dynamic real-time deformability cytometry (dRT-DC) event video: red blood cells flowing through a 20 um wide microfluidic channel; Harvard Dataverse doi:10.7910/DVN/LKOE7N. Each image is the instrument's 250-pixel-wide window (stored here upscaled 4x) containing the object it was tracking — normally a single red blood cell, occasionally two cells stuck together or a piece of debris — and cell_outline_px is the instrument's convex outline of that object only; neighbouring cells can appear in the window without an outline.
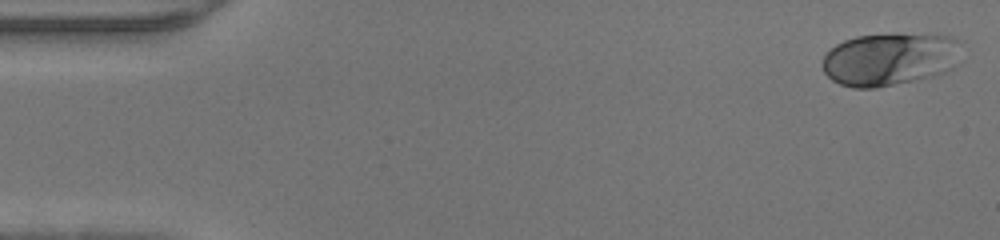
{"species": "human", "species_latin": "Homo sapiens", "temperature_condition": "warm", "stored_images_in_passage": 47, "camera_frame_rate_fps": 3000, "um_per_image_px": 0.085, "donor": {"sex": "male"}, "frame": {"image": 1, "passage_image": 1, "time_ms": 0.0, "image_size_px": [1000, 240], "cell_outline_px": [[956, 64], [952, 68], [944, 72], [932, 76], [876, 88], [852, 88], [840, 84], [832, 80], [824, 72], [820, 64], [824, 56], [836, 44], [844, 40], [856, 36], [896, 32], [952, 36], [956, 40]], "centroid_in_image_um": [75.55, 5.01], "position_along_channel_um": 9.5, "area_um2": 42.89}}
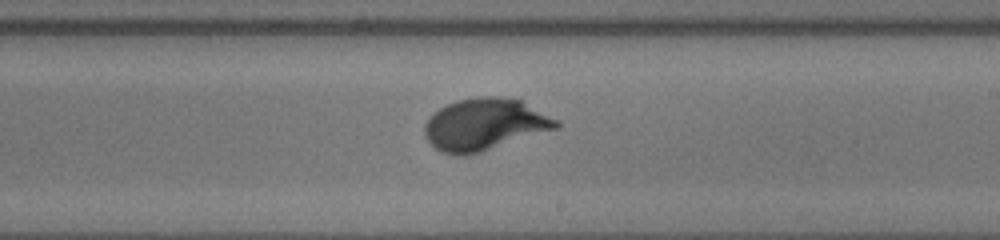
{"frame": {"image": 2, "passage_image": 27, "time_ms": 8.667, "image_size_px": [1000, 240], "cell_outline_px": [[560, 124], [556, 128], [468, 156], [464, 156], [444, 152], [436, 148], [424, 136], [424, 124], [440, 108], [456, 100], [480, 96], [500, 96], [520, 100], [560, 120]], "centroid_in_image_um": [41.2, 10.57], "position_along_channel_um": 247.8, "area_um2": 39.42}}
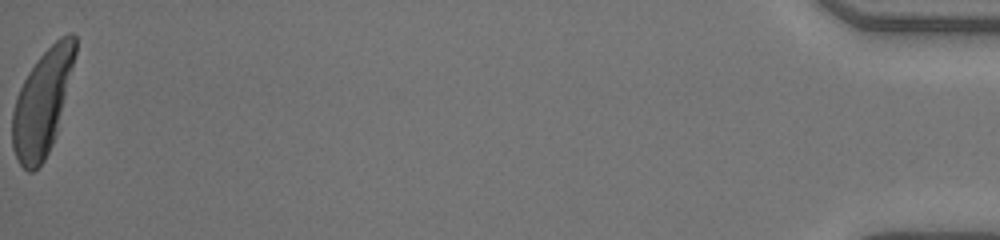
{"frame": {"image": 3, "passage_image": 47, "time_ms": 15.333, "image_size_px": [1000, 240], "cell_outline_px": [[76, 52], [56, 132], [52, 144], [44, 160], [32, 172], [28, 172], [20, 164], [12, 148], [12, 112], [16, 96], [28, 72], [40, 56], [60, 36], [68, 32], [72, 32], [76, 36]], "centroid_in_image_um": [3.57, 8.71], "position_along_channel_um": 431.6, "area_um2": 37.8}}